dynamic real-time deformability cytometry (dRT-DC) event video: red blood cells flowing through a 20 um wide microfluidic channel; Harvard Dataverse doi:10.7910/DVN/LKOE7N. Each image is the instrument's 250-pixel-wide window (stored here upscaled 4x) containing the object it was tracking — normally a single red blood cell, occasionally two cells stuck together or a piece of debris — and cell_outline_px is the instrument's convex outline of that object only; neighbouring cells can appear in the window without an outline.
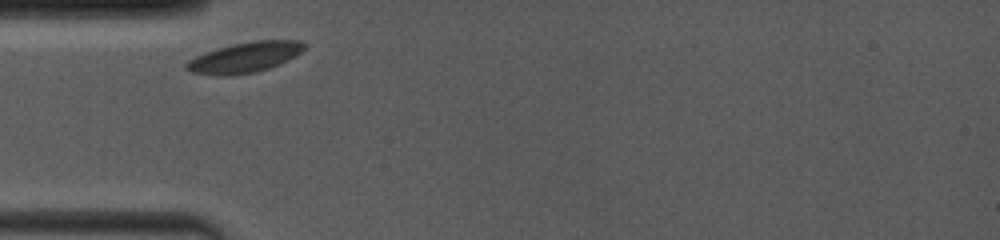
{"species": "common noctule bat (a hibernating species)", "species_latin": "Nyctalus noctula", "temperature_condition": "room temperature", "stored_images_in_passage": 19, "camera_frame_rate_fps": 4000, "um_per_image_px": 0.085, "animal": {"sex": "female", "body_mass_g": 19.0, "forearm_length_mm": 53.3}, "frame": {"image": 1, "passage_image": 1, "time_ms": 0.0, "image_size_px": [1000, 240], "cell_outline_px": [[304, 48], [300, 52], [280, 64], [256, 72], [232, 76], [220, 76], [192, 72], [184, 68], [184, 64], [188, 60], [204, 52], [216, 48], [232, 44], [256, 40], [300, 40], [304, 44]], "centroid_in_image_um": [20.75, 4.88], "position_along_channel_um": 64.2, "area_um2": 20.92}}
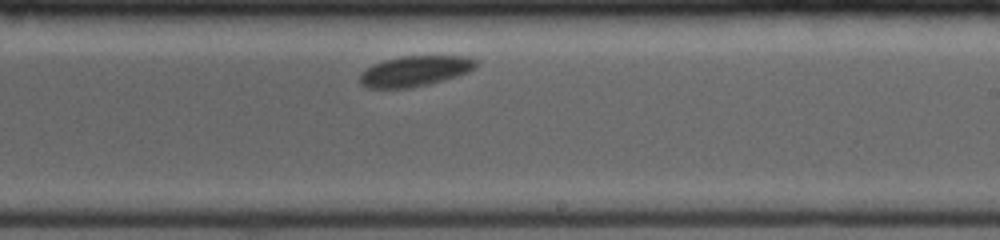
{"frame": {"image": 2, "passage_image": 11, "time_ms": 5.25, "image_size_px": [1000, 240], "cell_outline_px": [[476, 68], [468, 72], [456, 76], [428, 84], [412, 88], [368, 88], [360, 84], [360, 72], [372, 64], [384, 60], [400, 56], [468, 56], [476, 60]], "centroid_in_image_um": [35.24, 6.04], "position_along_channel_um": 253.8, "area_um2": 20.69}}
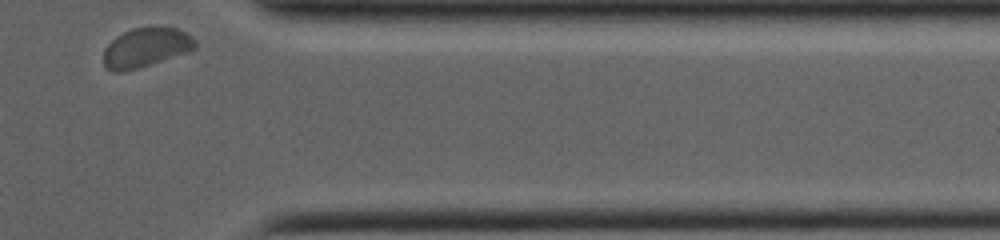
{"frame": {"image": 3, "passage_image": 19, "time_ms": 9.25, "image_size_px": [1000, 240], "cell_outline_px": [[196, 48], [188, 52], [136, 68], [120, 72], [112, 72], [104, 68], [104, 48], [116, 36], [132, 28], [152, 24], [176, 28], [192, 36], [196, 40]], "centroid_in_image_um": [12.4, 4.0], "position_along_channel_um": 399.0, "area_um2": 21.33}, "authors_computed_cell_mechanics": {"area_um2": 20.9236, "velocity_mm_per_s": 3.656, "shape_relaxation_time_tau1_ms": 1.5807, "shape_relaxation_time_tau2_ms": null, "deformation_change_tau1": 0.0516, "deformation_change_tau2": null}}